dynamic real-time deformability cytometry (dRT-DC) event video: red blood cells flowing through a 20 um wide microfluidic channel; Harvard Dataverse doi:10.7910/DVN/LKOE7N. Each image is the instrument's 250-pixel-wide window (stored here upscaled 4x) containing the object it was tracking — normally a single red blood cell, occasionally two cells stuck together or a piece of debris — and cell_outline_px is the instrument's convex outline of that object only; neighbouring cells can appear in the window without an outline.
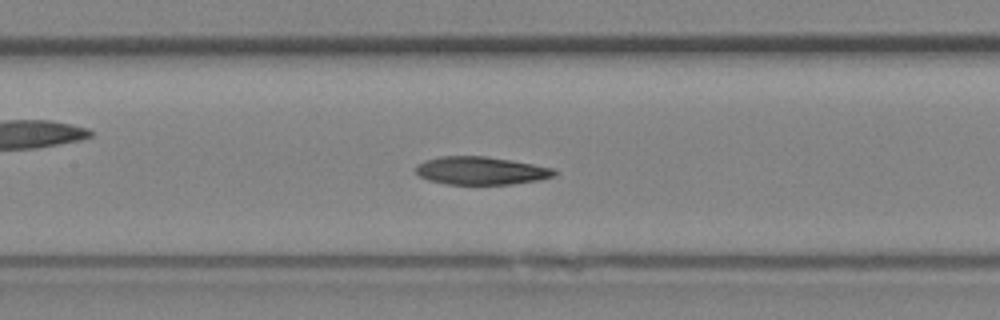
{"species": "Egyptian fruit bat (a non-hibernating species)", "species_latin": "Rousettus aegyptiacus", "temperature_condition": "room temperature", "stored_images_in_passage": 31, "camera_frame_rate_fps": 3000, "um_per_image_px": 0.085, "animal": {"sex": "female"}, "frame": {"image": 1, "passage_image": 14, "time_ms": 4.333, "image_size_px": [1000, 320], "cell_outline_px": [[556, 176], [540, 180], [512, 184], [448, 184], [428, 180], [420, 176], [416, 172], [416, 164], [424, 160], [440, 156], [484, 156], [556, 168]], "centroid_in_image_um": [40.89, 14.51], "position_along_channel_um": 166.5, "area_um2": 22.6}}